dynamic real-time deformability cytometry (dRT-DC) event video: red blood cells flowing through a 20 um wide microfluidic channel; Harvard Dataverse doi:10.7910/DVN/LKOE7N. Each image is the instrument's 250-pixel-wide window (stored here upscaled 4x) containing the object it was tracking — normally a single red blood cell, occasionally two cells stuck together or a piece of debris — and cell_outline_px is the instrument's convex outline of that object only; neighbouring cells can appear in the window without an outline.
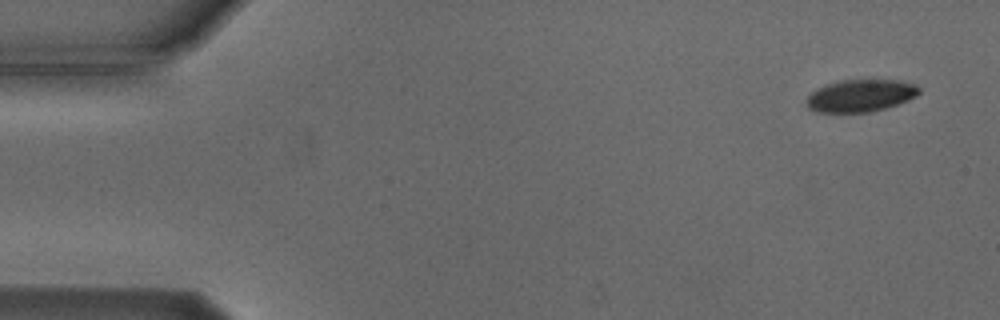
{"species": "Egyptian fruit bat (a non-hibernating species)", "species_latin": "Rousettus aegyptiacus", "temperature_condition": "cold", "stored_images_in_passage": 4, "camera_frame_rate_fps": 3000, "um_per_image_px": 0.085, "animal": {"sex": "male"}, "frame": {"image": 1, "passage_image": 1, "time_ms": 0.0, "image_size_px": [1000, 320], "cell_outline_px": [[920, 92], [916, 96], [908, 100], [872, 112], [816, 112], [808, 108], [804, 100], [816, 88], [824, 84], [840, 80], [896, 80], [916, 84], [920, 88]], "centroid_in_image_um": [73.11, 8.12], "position_along_channel_um": 11.9, "area_um2": 21.33}}
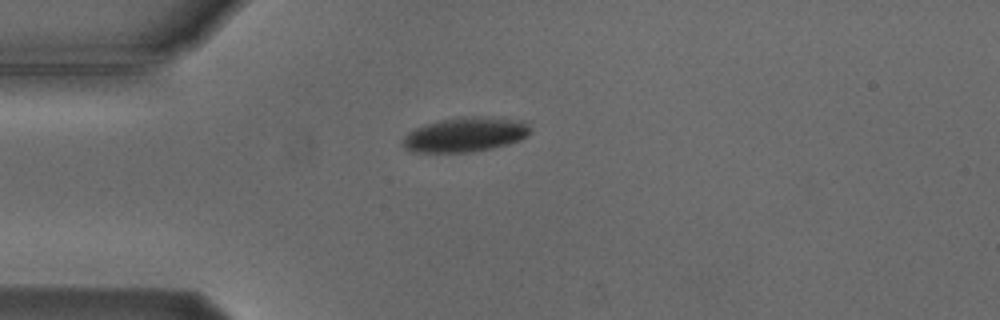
{"frame": {"image": 2, "passage_image": 4, "time_ms": 3.667, "image_size_px": [1000, 320], "cell_outline_px": [[532, 132], [528, 136], [520, 140], [508, 144], [492, 148], [472, 152], [412, 152], [404, 148], [400, 144], [400, 140], [408, 132], [424, 124], [440, 120], [460, 116], [480, 116], [524, 120], [532, 128]], "centroid_in_image_um": [39.55, 11.43], "position_along_channel_um": 45.4, "area_um2": 26.24}}